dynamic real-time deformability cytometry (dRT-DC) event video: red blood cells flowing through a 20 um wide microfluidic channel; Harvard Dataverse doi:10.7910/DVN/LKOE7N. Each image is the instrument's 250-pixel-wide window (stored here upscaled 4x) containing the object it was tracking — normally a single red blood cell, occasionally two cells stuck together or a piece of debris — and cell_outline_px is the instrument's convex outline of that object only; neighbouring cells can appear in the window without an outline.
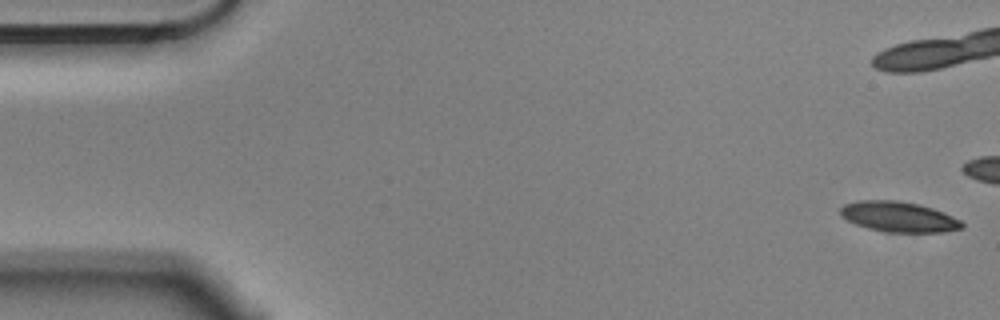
{"species": "Egyptian fruit bat (a non-hibernating species)", "species_latin": "Rousettus aegyptiacus", "temperature_condition": "cold", "stored_images_in_passage": 6, "camera_frame_rate_fps": 3000, "um_per_image_px": 0.085, "animal": {"sex": "male"}, "frame": {"image": 1, "passage_image": 1, "time_ms": 0.0, "image_size_px": [1000, 320], "cell_outline_px": [[964, 228], [944, 232], [888, 232], [868, 228], [856, 224], [840, 216], [840, 208], [844, 204], [860, 200], [896, 200], [920, 204], [944, 212], [960, 220], [964, 224]], "centroid_in_image_um": [76.4, 18.42], "position_along_channel_um": 8.6, "area_um2": 21.56}}